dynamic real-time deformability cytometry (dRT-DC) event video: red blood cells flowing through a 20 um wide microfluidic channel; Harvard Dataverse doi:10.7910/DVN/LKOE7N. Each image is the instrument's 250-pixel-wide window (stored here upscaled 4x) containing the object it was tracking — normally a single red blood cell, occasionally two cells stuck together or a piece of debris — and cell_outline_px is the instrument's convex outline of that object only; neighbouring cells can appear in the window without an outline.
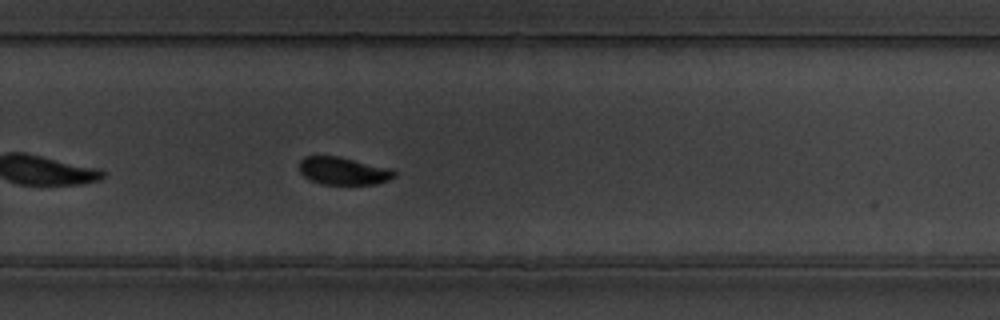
{"species": "common noctule bat (a hibernating species)", "species_latin": "Nyctalus noctula", "temperature_condition": "warm", "stored_images_in_passage": 31, "camera_frame_rate_fps": 3000, "um_per_image_px": 0.085, "animal": {"sex": "male", "body_mass_g": 19.5, "forearm_length_mm": 54.6}, "frame": {"image": 1, "passage_image": 22, "time_ms": 7.0, "image_size_px": [1000, 320], "cell_outline_px": [[396, 176], [388, 180], [376, 184], [324, 184], [312, 180], [304, 176], [300, 172], [300, 160], [304, 156], [340, 156], [392, 168], [396, 172]], "centroid_in_image_um": [29.22, 14.51], "position_along_channel_um": 300.6, "area_um2": 15.37}, "authors_computed_cell_mechanics": {"area_um2": 16.6464, "velocity_mm_per_s": 3.6226, "shape_relaxation_time_tau1_ms": 5.0985, "shape_relaxation_time_tau2_ms": null, "deformation_change_tau1": 0.2145, "deformation_change_tau2": null}}